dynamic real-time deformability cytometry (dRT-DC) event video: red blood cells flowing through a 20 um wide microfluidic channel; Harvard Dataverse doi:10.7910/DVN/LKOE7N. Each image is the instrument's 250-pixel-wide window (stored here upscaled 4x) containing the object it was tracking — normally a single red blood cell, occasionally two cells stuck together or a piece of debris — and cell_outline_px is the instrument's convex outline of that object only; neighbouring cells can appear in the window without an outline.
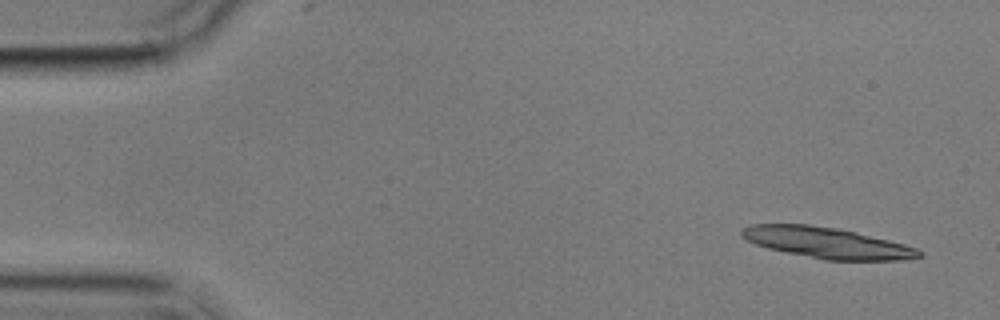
{"species": "common noctule bat (a hibernating species)", "species_latin": "Nyctalus noctula", "temperature_condition": "cold", "stored_images_in_passage": 5, "camera_frame_rate_fps": 3000, "um_per_image_px": 0.085, "animal": {"sex": "male", "body_mass_g": 17.9}, "frame": {"image": 1, "passage_image": 1, "time_ms": 0.0, "image_size_px": [1000, 320], "cell_outline_px": [[924, 256], [904, 260], [824, 260], [768, 248], [756, 244], [740, 236], [740, 228], [752, 224], [808, 224], [836, 228], [856, 232], [904, 244], [916, 248], [924, 252]], "centroid_in_image_um": [70.29, 20.63], "position_along_channel_um": 14.7, "area_um2": 31.91}}
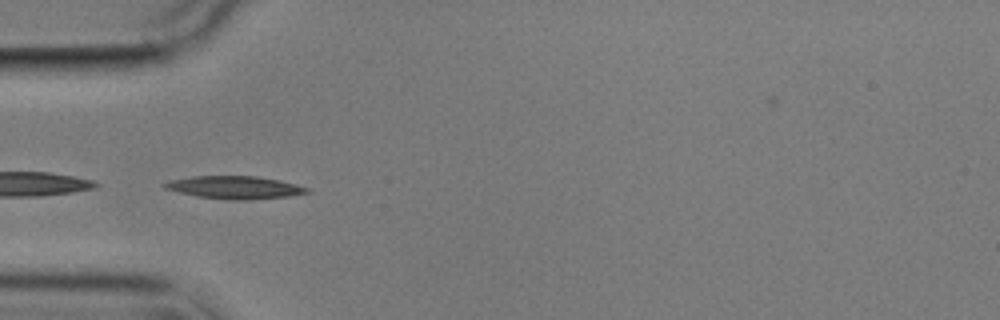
{"frame": {"image": 2, "passage_image": 4, "time_ms": 4.667, "image_size_px": [1000, 320], "cell_outline_px": [[312, 192], [288, 196], [248, 200], [232, 200], [196, 196], [164, 188], [164, 184], [172, 180], [192, 176], [256, 176], [280, 180], [296, 184], [308, 188]], "centroid_in_image_um": [20.0, 15.93], "position_along_channel_um": 65.0, "area_um2": 18.73}}